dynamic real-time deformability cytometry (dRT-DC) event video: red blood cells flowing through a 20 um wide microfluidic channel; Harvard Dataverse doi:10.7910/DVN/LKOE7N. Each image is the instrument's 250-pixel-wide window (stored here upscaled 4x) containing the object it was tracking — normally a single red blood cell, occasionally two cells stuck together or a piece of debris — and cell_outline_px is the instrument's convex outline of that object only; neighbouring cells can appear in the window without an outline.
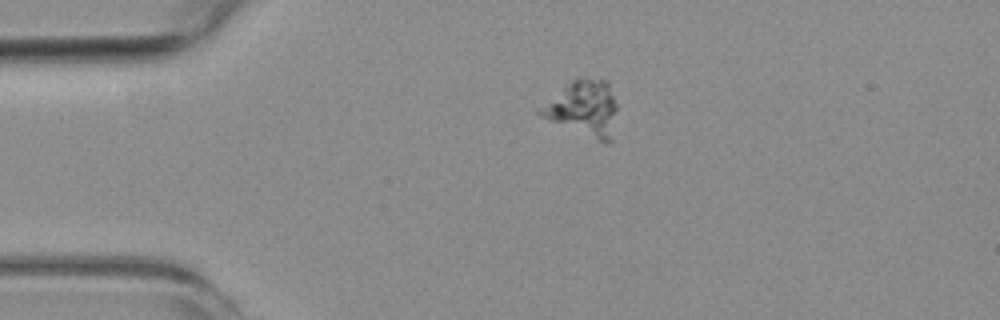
{"species": "common noctule bat (a hibernating species)", "species_latin": "Nyctalus noctula", "temperature_condition": "room temperature", "stored_images_in_passage": 2, "camera_frame_rate_fps": 3000, "um_per_image_px": 0.085, "animal": {"sex": "female", "body_mass_g": 19.3, "forearm_length_mm": 54.1}, "frame": {"image": 1, "passage_image": 1, "time_ms": 0.0, "image_size_px": [1000, 320], "cell_outline_px": [[616, 108], [612, 140], [600, 140], [540, 116], [536, 112], [572, 80], [580, 76], [584, 76], [608, 80], [616, 104]], "centroid_in_image_um": [49.64, 9.14], "position_along_channel_um": 35.4, "area_um2": 23.99}}